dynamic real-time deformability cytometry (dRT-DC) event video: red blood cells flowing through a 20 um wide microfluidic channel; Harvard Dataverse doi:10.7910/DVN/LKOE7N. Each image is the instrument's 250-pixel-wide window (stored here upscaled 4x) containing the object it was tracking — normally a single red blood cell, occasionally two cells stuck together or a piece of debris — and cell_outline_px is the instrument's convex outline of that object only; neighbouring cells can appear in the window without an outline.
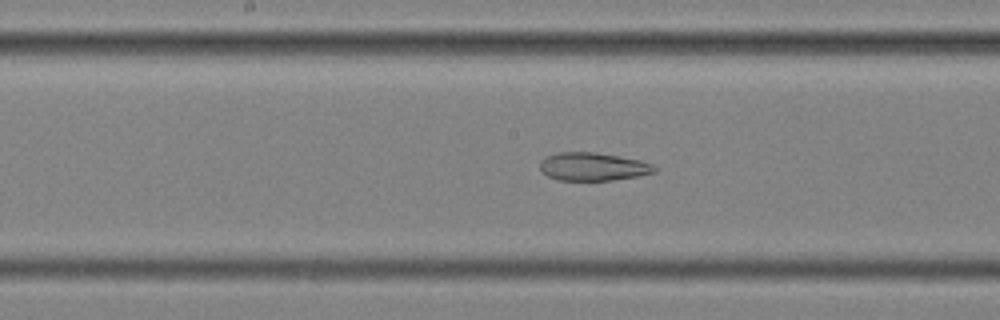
{"species": "common noctule bat (a hibernating species)", "species_latin": "Nyctalus noctula", "temperature_condition": "cold", "stored_images_in_passage": 58, "segment_of_instrument_passage": [2, 2], "camera_frame_rate_fps": 3000, "um_per_image_px": 0.085, "animal": {"sex": "female", "body_mass_g": 25.1}, "frame": {"image": 1, "passage_image": 30, "time_ms": 9.667, "image_size_px": [1000, 320], "cell_outline_px": [[660, 168], [656, 172], [640, 176], [612, 180], [556, 180], [548, 176], [540, 168], [540, 160], [544, 156], [560, 152], [596, 152], [640, 160], [652, 164]], "centroid_in_image_um": [50.43, 14.16], "position_along_channel_um": 197.8, "area_um2": 18.96}}
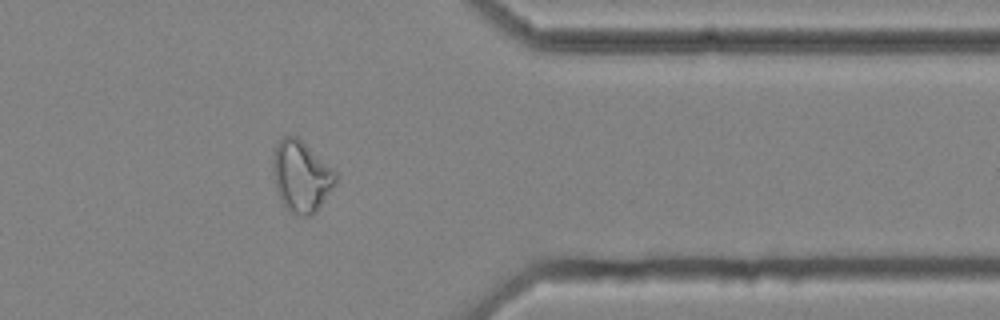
{"frame": {"image": 2, "passage_image": 47, "time_ms": 15.333, "image_size_px": [1000, 320], "cell_outline_px": [[336, 184], [316, 212], [312, 216], [296, 216], [284, 208], [280, 200], [276, 188], [272, 168], [272, 160], [276, 144], [284, 136], [296, 136], [332, 168], [336, 172]], "centroid_in_image_um": [25.59, 15.04], "position_along_channel_um": 385.8, "area_um2": 26.07}}
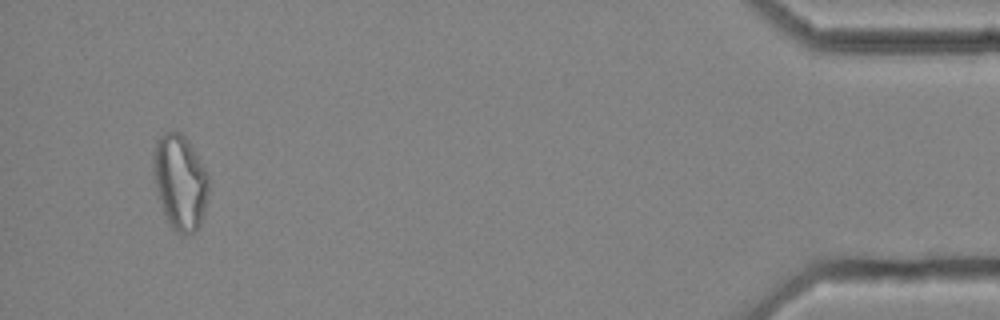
{"frame": {"image": 3, "passage_image": 55, "time_ms": 18.0, "image_size_px": [1000, 320], "cell_outline_px": [[208, 192], [200, 224], [196, 232], [184, 236], [180, 236], [168, 224], [156, 188], [152, 172], [152, 152], [156, 140], [164, 132], [180, 132], [192, 148], [200, 160], [208, 176]], "centroid_in_image_um": [15.27, 15.5], "position_along_channel_um": 419.9, "area_um2": 30.63}}